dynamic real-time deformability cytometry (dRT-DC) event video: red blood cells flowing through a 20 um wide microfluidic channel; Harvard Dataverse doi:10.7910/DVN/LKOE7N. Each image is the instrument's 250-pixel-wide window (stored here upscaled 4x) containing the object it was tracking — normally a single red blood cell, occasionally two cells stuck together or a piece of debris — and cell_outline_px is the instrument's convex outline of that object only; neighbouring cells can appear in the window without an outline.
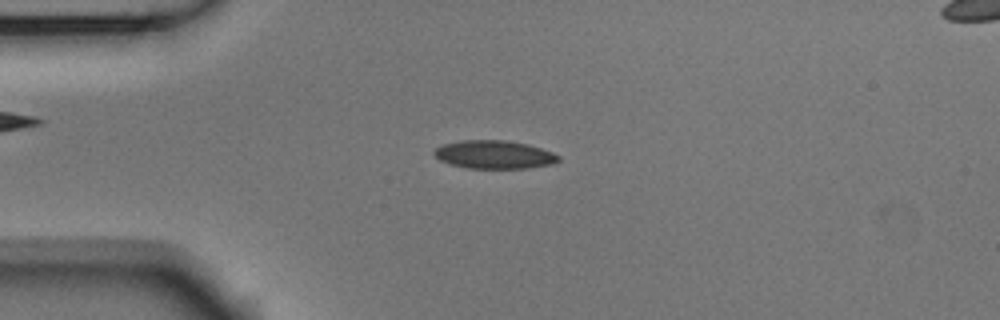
{"species": "Egyptian fruit bat (a non-hibernating species)", "species_latin": "Rousettus aegyptiacus", "temperature_condition": "room temperature", "stored_images_in_passage": 52, "camera_frame_rate_fps": 3000, "um_per_image_px": 0.085, "animal": {"sex": "male"}, "frame": {"image": 1, "passage_image": 12, "time_ms": 3.667, "image_size_px": [1000, 320], "cell_outline_px": [[560, 160], [552, 164], [528, 168], [468, 168], [452, 164], [440, 160], [432, 152], [436, 148], [444, 144], [460, 140], [504, 140], [528, 144], [552, 152], [560, 156]], "centroid_in_image_um": [42.02, 13.13], "position_along_channel_um": 43.0, "area_um2": 20.35}}
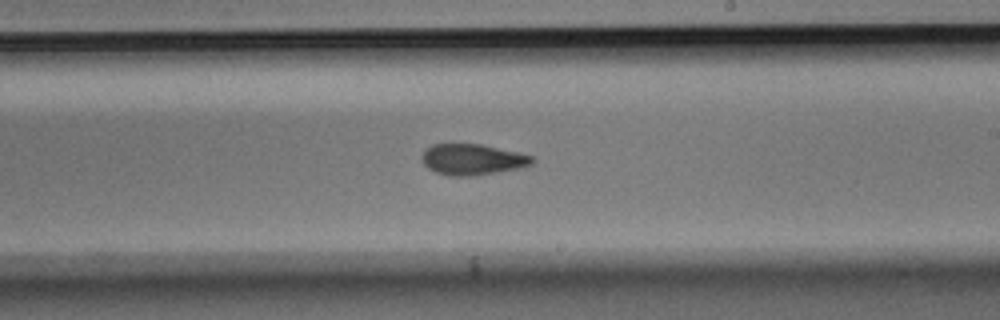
{"frame": {"image": 2, "passage_image": 30, "time_ms": 9.667, "image_size_px": [1000, 320], "cell_outline_px": [[536, 160], [532, 164], [520, 168], [472, 176], [448, 176], [436, 172], [428, 168], [424, 164], [424, 148], [432, 144], [480, 144], [520, 152], [532, 156]], "centroid_in_image_um": [40.19, 13.55], "position_along_channel_um": 248.8, "area_um2": 19.88}}
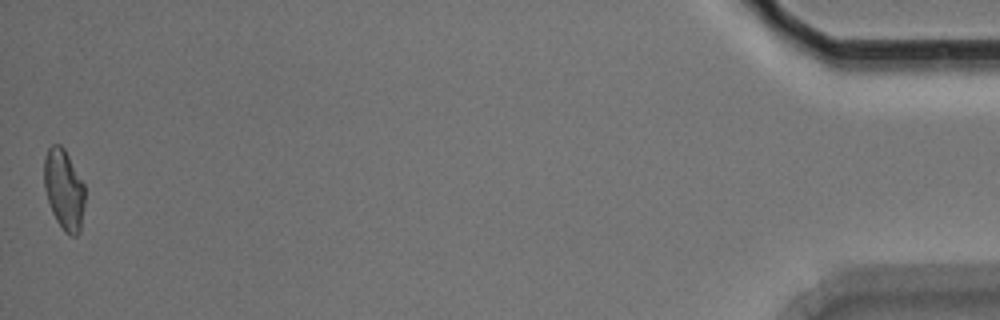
{"frame": {"image": 3, "passage_image": 52, "time_ms": 17.0, "image_size_px": [1000, 320], "cell_outline_px": [[84, 204], [80, 232], [76, 236], [72, 236], [64, 232], [56, 220], [52, 212], [44, 188], [44, 156], [48, 148], [52, 144], [60, 144], [64, 148], [84, 184]], "centroid_in_image_um": [5.43, 16.11], "position_along_channel_um": 429.8, "area_um2": 19.13}, "authors_computed_cell_mechanics": {"area_um2": 19.9121, "velocity_mm_per_s": 3.7604, "shape_relaxation_time_tau1_ms": 10.1729, "shape_relaxation_time_tau2_ms": 3.4088, "deformation_change_tau1": 0.1881, "deformation_change_tau2": 0.1088}}